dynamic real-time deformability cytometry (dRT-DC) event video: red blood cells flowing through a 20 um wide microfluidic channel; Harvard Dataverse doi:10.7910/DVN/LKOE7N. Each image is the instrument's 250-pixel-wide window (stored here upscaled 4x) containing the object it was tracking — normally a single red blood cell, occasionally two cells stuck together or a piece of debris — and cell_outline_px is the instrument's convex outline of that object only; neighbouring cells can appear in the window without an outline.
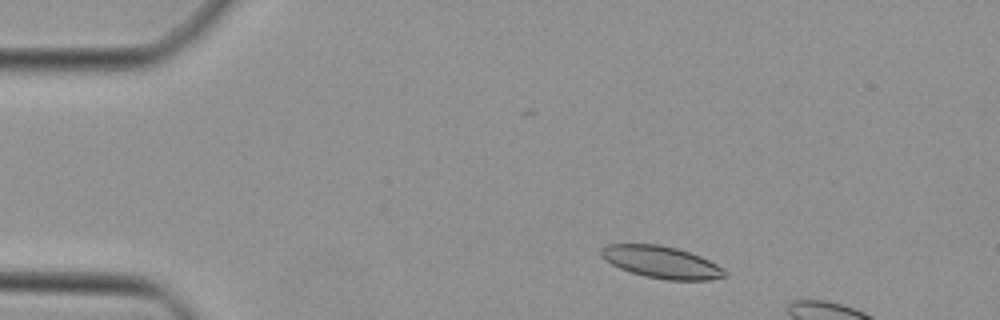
{"species": "Egyptian fruit bat (a non-hibernating species)", "species_latin": "Rousettus aegyptiacus", "temperature_condition": "cold", "stored_images_in_passage": 10, "camera_frame_rate_fps": 3000, "um_per_image_px": 0.085, "animal": {"sex": "female"}, "frame": {"image": 1, "passage_image": 5, "time_ms": 1.333, "image_size_px": [1000, 320], "cell_outline_px": [[728, 272], [724, 276], [708, 280], [668, 280], [644, 276], [620, 268], [604, 260], [600, 256], [600, 248], [608, 244], [660, 244], [676, 248], [700, 256], [724, 268]], "centroid_in_image_um": [56.2, 22.28], "position_along_channel_um": 28.8, "area_um2": 23.06}}